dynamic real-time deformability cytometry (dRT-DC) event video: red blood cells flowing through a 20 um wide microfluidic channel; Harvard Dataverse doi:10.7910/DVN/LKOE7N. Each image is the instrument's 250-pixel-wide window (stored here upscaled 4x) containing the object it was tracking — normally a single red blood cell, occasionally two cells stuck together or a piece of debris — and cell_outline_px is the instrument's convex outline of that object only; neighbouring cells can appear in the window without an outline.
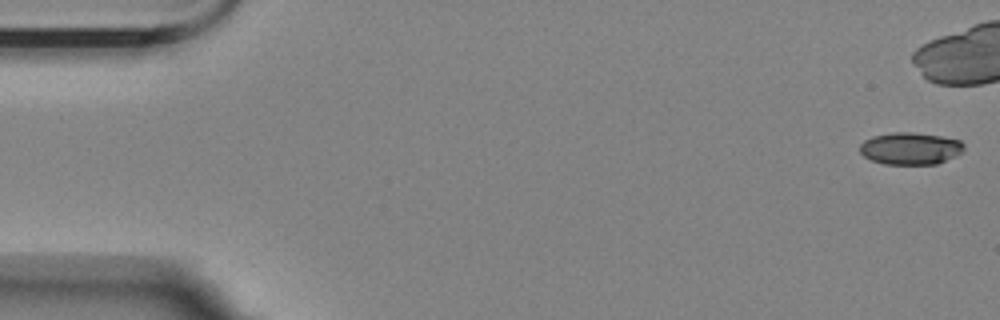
{"species": "Egyptian fruit bat (a non-hibernating species)", "species_latin": "Rousettus aegyptiacus", "temperature_condition": "room temperature", "stored_images_in_passage": 9, "camera_frame_rate_fps": 3000, "um_per_image_px": 0.085, "animal": {"sex": "female"}, "frame": {"image": 1, "passage_image": 1, "time_ms": 0.0, "image_size_px": [1000, 320], "cell_outline_px": [[964, 148], [956, 156], [936, 164], [884, 164], [872, 160], [864, 156], [860, 152], [860, 144], [864, 140], [872, 136], [892, 132], [912, 132], [940, 136], [960, 140], [964, 144]], "centroid_in_image_um": [77.37, 12.61], "position_along_channel_um": 7.6, "area_um2": 19.48}}